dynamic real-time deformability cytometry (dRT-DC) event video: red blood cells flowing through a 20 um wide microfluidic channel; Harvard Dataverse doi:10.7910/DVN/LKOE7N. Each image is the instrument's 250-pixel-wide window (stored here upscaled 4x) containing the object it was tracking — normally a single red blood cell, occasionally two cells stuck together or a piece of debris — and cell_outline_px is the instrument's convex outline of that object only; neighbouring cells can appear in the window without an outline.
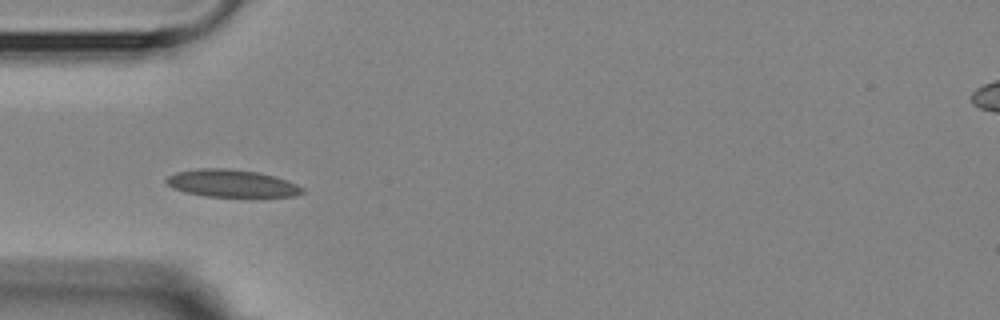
{"species": "Egyptian fruit bat (a non-hibernating species)", "species_latin": "Rousettus aegyptiacus", "temperature_condition": "room temperature", "stored_images_in_passage": 6, "camera_frame_rate_fps": 3000, "um_per_image_px": 0.085, "animal": {"sex": "female"}, "frame": {"image": 1, "passage_image": 2, "time_ms": 1.0, "image_size_px": [1000, 320], "cell_outline_px": [[304, 192], [292, 196], [252, 200], [204, 196], [184, 192], [172, 188], [164, 180], [168, 176], [176, 172], [200, 168], [228, 168], [256, 172], [276, 176], [296, 184], [304, 188]], "centroid_in_image_um": [19.74, 15.64], "position_along_channel_um": 65.3, "area_um2": 22.89}}
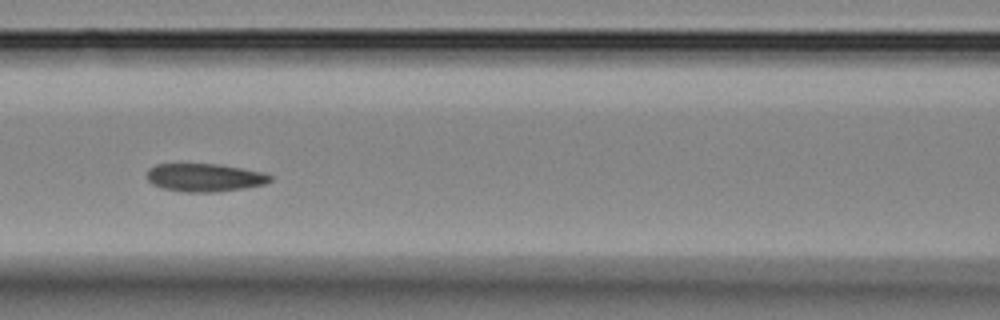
{"frame": {"image": 2, "passage_image": 4, "time_ms": 3.333, "image_size_px": [1000, 320], "cell_outline_px": [[272, 180], [264, 184], [244, 188], [216, 192], [184, 192], [164, 188], [152, 184], [148, 180], [148, 168], [156, 164], [220, 164], [244, 168], [264, 172], [272, 176]], "centroid_in_image_um": [17.42, 15.08], "position_along_channel_um": 149.2, "area_um2": 20.23}}
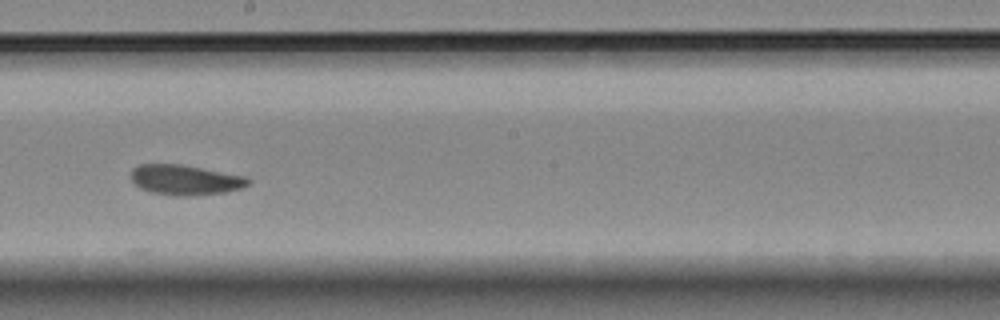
{"frame": {"image": 3, "passage_image": 6, "time_ms": 5.667, "image_size_px": [1000, 320], "cell_outline_px": [[252, 180], [244, 188], [224, 192], [188, 196], [176, 196], [152, 192], [140, 188], [128, 176], [132, 168], [140, 164], [180, 164], [248, 176]], "centroid_in_image_um": [15.76, 15.28], "position_along_channel_um": 232.4, "area_um2": 20.81}}